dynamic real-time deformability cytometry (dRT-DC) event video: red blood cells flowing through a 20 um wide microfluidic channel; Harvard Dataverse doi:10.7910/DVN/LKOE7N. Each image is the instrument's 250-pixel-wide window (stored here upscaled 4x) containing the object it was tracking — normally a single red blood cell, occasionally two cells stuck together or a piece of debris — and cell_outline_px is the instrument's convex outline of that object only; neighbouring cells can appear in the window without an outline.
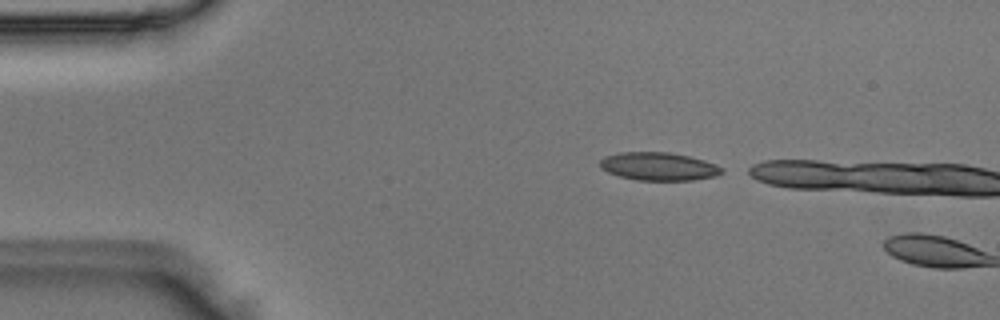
{"species": "Egyptian fruit bat (a non-hibernating species)", "species_latin": "Rousettus aegyptiacus", "temperature_condition": "room temperature", "stored_images_in_passage": 2, "camera_frame_rate_fps": 3000, "um_per_image_px": 0.085, "animal": {"sex": "male"}, "frame": {"image": 1, "passage_image": 1, "time_ms": 0.0, "image_size_px": [1000, 320], "cell_outline_px": [[724, 172], [716, 176], [692, 180], [636, 180], [620, 176], [608, 172], [600, 168], [600, 160], [604, 156], [620, 152], [668, 152], [688, 156], [704, 160], [716, 164], [724, 168]], "centroid_in_image_um": [55.99, 14.14], "position_along_channel_um": 29.0, "area_um2": 20.0}}